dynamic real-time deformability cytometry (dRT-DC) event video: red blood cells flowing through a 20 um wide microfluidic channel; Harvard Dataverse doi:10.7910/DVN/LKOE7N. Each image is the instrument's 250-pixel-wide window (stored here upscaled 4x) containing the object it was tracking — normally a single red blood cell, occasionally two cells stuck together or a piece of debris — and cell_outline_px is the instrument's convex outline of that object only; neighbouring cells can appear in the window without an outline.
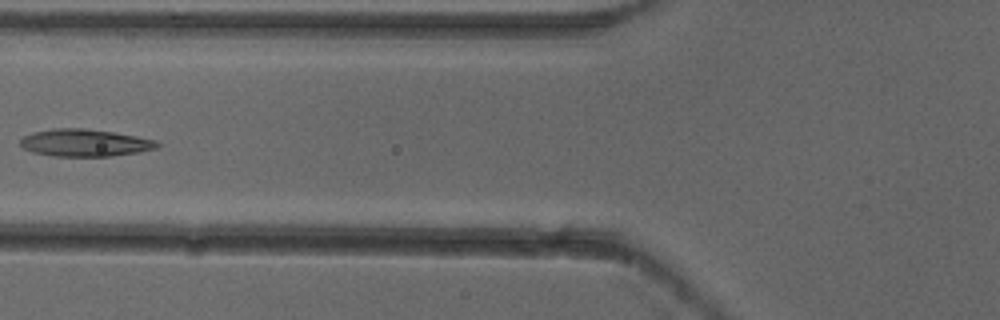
{"species": "common noctule bat (a hibernating species)", "species_latin": "Nyctalus noctula", "temperature_condition": "cold", "stored_images_in_passage": 7, "camera_frame_rate_fps": 3000, "um_per_image_px": 0.085, "animal": {"sex": "female"}, "frame": {"image": 1, "passage_image": 6, "time_ms": 1.667, "image_size_px": [1000, 320], "cell_outline_px": [[160, 144], [156, 148], [140, 152], [112, 156], [52, 156], [32, 152], [24, 148], [20, 144], [20, 140], [24, 136], [32, 132], [56, 128], [84, 128], [112, 132], [136, 136], [156, 140]], "centroid_in_image_um": [7.21, 12.14], "position_along_channel_um": 118.6, "area_um2": 21.73}}
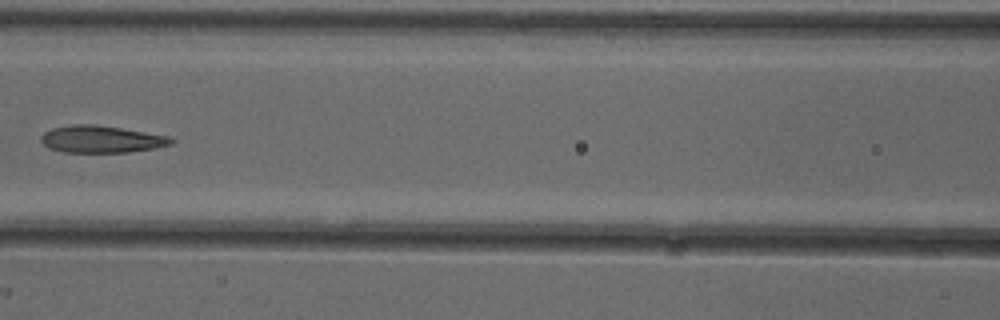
{"frame": {"image": 2, "passage_image": 7, "time_ms": 2.0, "image_size_px": [1000, 320], "cell_outline_px": [[176, 140], [172, 144], [152, 148], [128, 152], [64, 152], [48, 148], [40, 140], [40, 136], [44, 132], [52, 128], [72, 124], [92, 124], [120, 128], [168, 136]], "centroid_in_image_um": [8.57, 11.83], "position_along_channel_um": 158.0, "area_um2": 20.4}}